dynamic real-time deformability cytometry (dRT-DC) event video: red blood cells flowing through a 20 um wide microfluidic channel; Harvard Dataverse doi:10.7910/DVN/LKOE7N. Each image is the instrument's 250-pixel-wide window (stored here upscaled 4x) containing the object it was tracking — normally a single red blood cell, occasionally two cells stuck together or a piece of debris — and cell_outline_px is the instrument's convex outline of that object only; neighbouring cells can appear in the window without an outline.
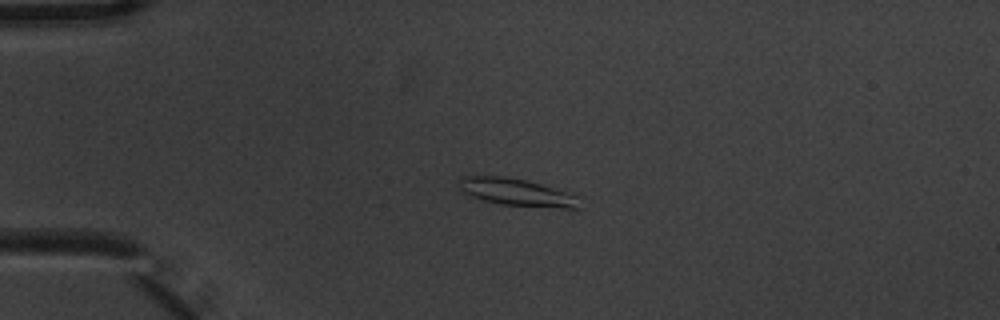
{"species": "common noctule bat (a hibernating species)", "species_latin": "Nyctalus noctula", "temperature_condition": "warm", "stored_images_in_passage": 5, "camera_frame_rate_fps": 3000, "um_per_image_px": 0.085, "animal": {"sex": "male", "body_mass_g": 20.1, "forearm_length_mm": 53.5}, "frame": {"image": 1, "passage_image": 3, "time_ms": 0.667, "image_size_px": [1000, 320], "cell_outline_px": [[584, 196], [580, 208], [572, 212], [500, 204], [484, 200], [472, 196], [464, 192], [460, 188], [460, 176], [504, 176], [524, 180], [540, 184]], "centroid_in_image_um": [44.19, 16.42], "position_along_channel_um": 40.8, "area_um2": 20.29}}
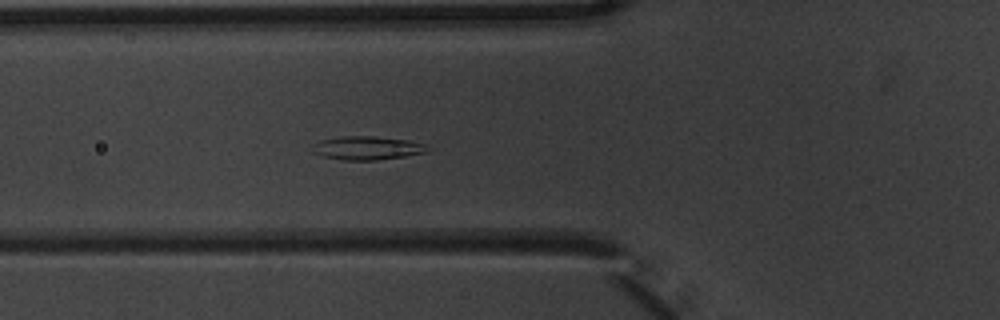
{"frame": {"image": 2, "passage_image": 5, "time_ms": 1.333, "image_size_px": [1000, 320], "cell_outline_px": [[428, 148], [424, 152], [404, 156], [376, 160], [340, 160], [324, 156], [312, 152], [308, 148], [312, 144], [320, 140], [340, 136], [372, 136], [408, 140], [424, 144]], "centroid_in_image_um": [31.09, 12.57], "position_along_channel_um": 94.7, "area_um2": 15.78}}